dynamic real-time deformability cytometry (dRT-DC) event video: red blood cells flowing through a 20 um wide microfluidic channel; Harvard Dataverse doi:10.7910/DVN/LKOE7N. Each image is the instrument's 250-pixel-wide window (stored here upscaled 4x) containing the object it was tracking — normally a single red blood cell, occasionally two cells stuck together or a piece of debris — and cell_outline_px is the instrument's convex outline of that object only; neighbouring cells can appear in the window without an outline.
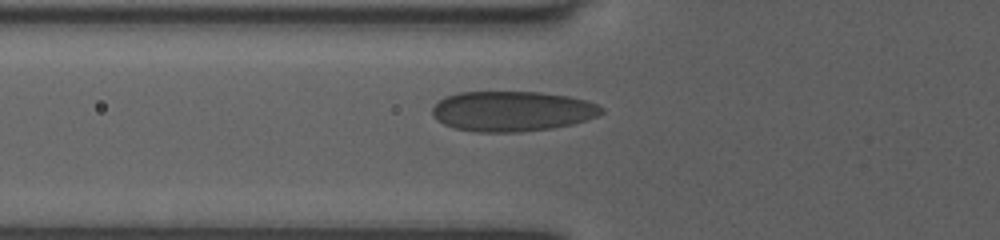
{"species": "human", "species_latin": "Homo sapiens", "temperature_condition": "room temperature", "stored_images_in_passage": 2, "camera_frame_rate_fps": 3000, "um_per_image_px": 0.085, "donor": {"sex": "female"}, "frame": {"image": 1, "passage_image": 2, "time_ms": 0.333, "image_size_px": [1000, 240], "cell_outline_px": [[604, 112], [596, 116], [572, 124], [552, 128], [520, 132], [476, 132], [456, 128], [444, 124], [432, 116], [432, 108], [444, 96], [460, 92], [540, 92], [568, 96], [584, 100], [596, 104], [604, 108]], "centroid_in_image_um": [43.51, 9.45], "position_along_channel_um": 82.3, "area_um2": 39.54}}